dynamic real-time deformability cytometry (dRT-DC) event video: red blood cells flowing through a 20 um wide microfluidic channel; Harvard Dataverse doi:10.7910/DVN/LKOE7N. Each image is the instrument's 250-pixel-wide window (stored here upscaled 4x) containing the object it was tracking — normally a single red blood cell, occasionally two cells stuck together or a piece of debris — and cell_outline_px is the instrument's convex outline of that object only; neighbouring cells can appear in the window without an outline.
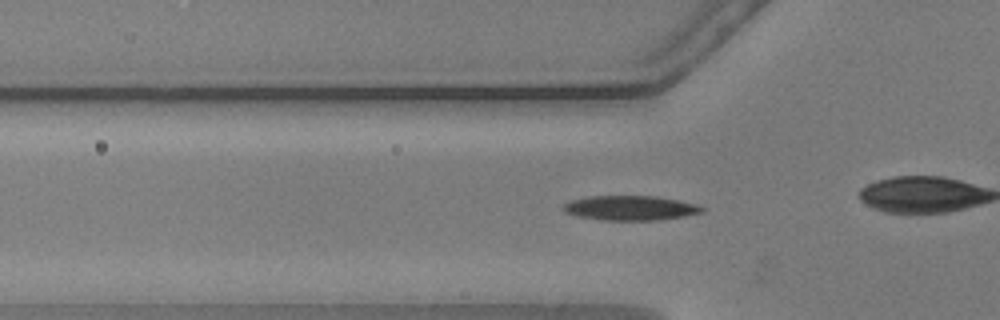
{"species": "common noctule bat (a hibernating species)", "species_latin": "Nyctalus noctula", "temperature_condition": "warm", "stored_images_in_passage": 30, "camera_frame_rate_fps": 3000, "um_per_image_px": 0.085, "animal": {"sex": "male", "body_mass_g": 20.5, "forearm_length_mm": 52.5}, "frame": {"image": 1, "passage_image": 4, "time_ms": 1.0, "image_size_px": [1000, 320], "cell_outline_px": [[704, 212], [664, 220], [604, 220], [576, 216], [564, 212], [560, 208], [564, 204], [572, 200], [588, 196], [656, 196], [696, 204], [704, 208]], "centroid_in_image_um": [53.55, 17.68], "position_along_channel_um": 72.2, "area_um2": 20.0}}
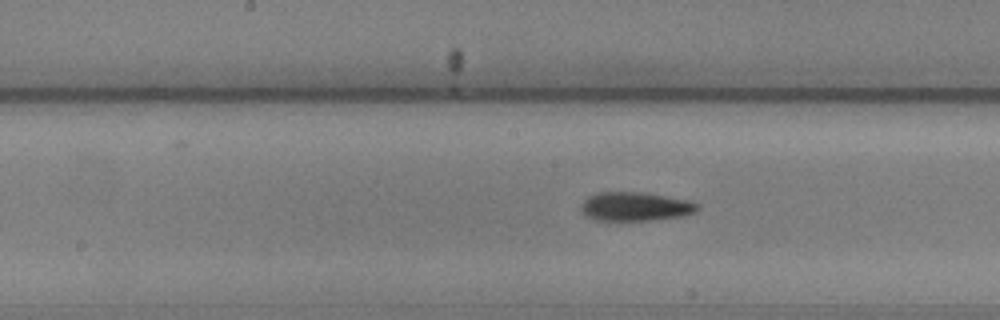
{"frame": {"image": 2, "passage_image": 14, "time_ms": 4.333, "image_size_px": [1000, 320], "cell_outline_px": [[700, 208], [696, 212], [680, 216], [652, 220], [608, 224], [584, 216], [580, 212], [580, 204], [588, 196], [596, 192], [644, 192], [688, 200], [700, 204]], "centroid_in_image_um": [53.91, 17.6], "position_along_channel_um": 194.3, "area_um2": 20.63}}
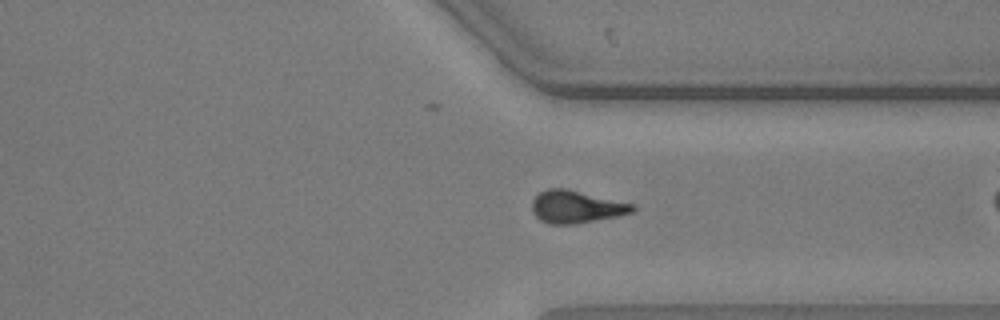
{"frame": {"image": 3, "passage_image": 28, "time_ms": 9.0, "image_size_px": [1000, 320], "cell_outline_px": [[636, 208], [632, 212], [616, 216], [572, 224], [552, 224], [540, 220], [532, 212], [532, 200], [540, 192], [548, 188], [564, 188], [632, 204]], "centroid_in_image_um": [48.92, 17.58], "position_along_channel_um": 362.5, "area_um2": 18.55}}